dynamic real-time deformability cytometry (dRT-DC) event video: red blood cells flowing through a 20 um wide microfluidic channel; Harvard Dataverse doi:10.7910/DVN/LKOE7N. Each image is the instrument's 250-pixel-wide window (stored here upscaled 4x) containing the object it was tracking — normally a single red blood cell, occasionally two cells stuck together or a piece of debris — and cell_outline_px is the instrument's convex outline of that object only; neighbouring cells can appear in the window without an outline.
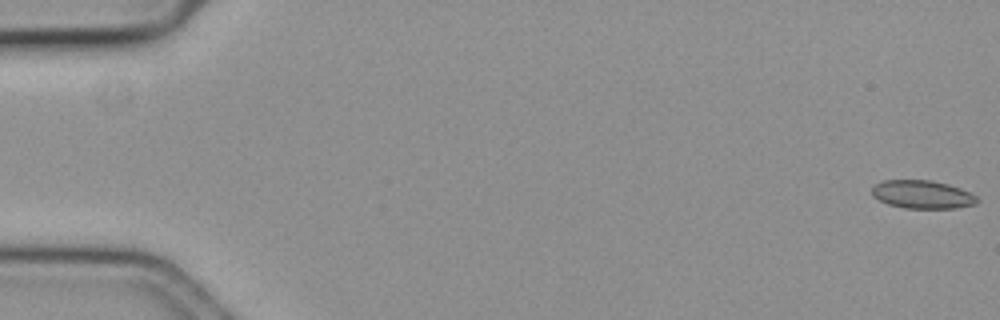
{"species": "common noctule bat (a hibernating species)", "species_latin": "Nyctalus noctula", "temperature_condition": "cold", "stored_images_in_passage": 59, "camera_frame_rate_fps": 3000, "um_per_image_px": 0.085, "animal": {"sex": "female", "body_mass_g": 19.3, "forearm_length_mm": 54.1}, "frame": {"image": 1, "passage_image": 1, "time_ms": 0.0, "image_size_px": [1000, 320], "cell_outline_px": [[980, 200], [976, 204], [956, 208], [904, 208], [888, 204], [872, 196], [872, 188], [876, 184], [884, 180], [928, 180], [948, 184], [960, 188], [976, 196]], "centroid_in_image_um": [78.41, 16.53], "position_along_channel_um": 6.6, "area_um2": 17.22}}
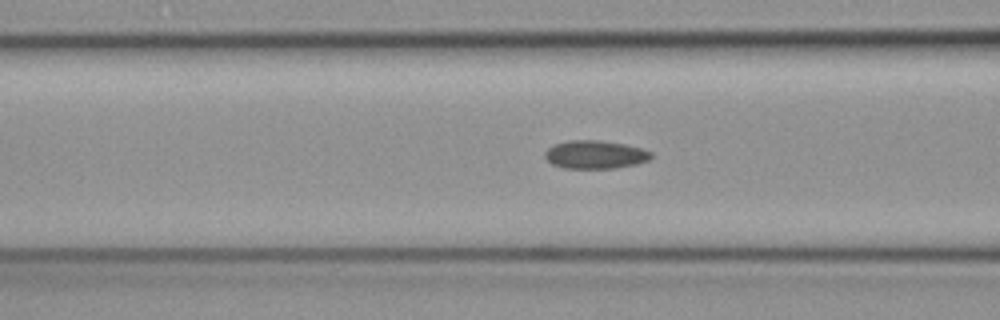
{"frame": {"image": 2, "passage_image": 24, "time_ms": 7.667, "image_size_px": [1000, 320], "cell_outline_px": [[652, 156], [648, 160], [636, 164], [616, 168], [564, 168], [552, 164], [544, 156], [544, 152], [548, 148], [556, 144], [572, 140], [596, 140], [624, 144], [640, 148], [652, 152]], "centroid_in_image_um": [50.58, 13.14], "position_along_channel_um": 116.0, "area_um2": 17.28}}
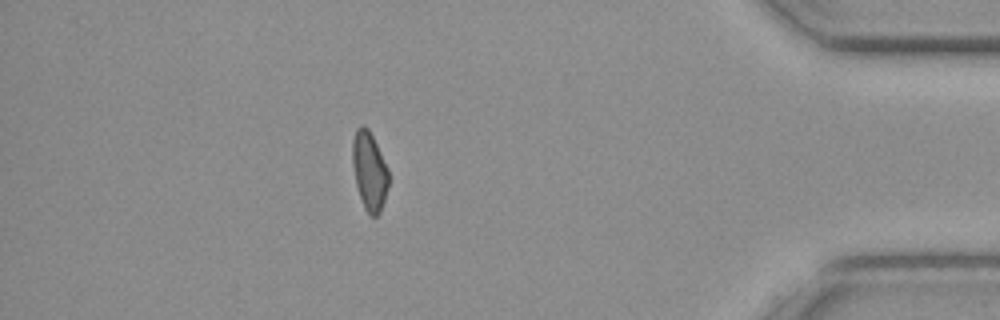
{"frame": {"image": 3, "passage_image": 52, "time_ms": 17.0, "image_size_px": [1000, 320], "cell_outline_px": [[388, 184], [384, 200], [380, 212], [376, 216], [372, 216], [364, 208], [356, 184], [352, 164], [352, 140], [356, 128], [360, 124], [364, 124], [368, 128], [388, 168]], "centroid_in_image_um": [31.38, 14.49], "position_along_channel_um": 403.8, "area_um2": 16.42}, "authors_computed_cell_mechanics": {"area_um2": 17.051, "velocity_mm_per_s": 3.5761, "shape_relaxation_time_tau1_ms": null, "shape_relaxation_time_tau2_ms": 5.0996, "deformation_change_tau1": null, "deformation_change_tau2": 0.0942}}